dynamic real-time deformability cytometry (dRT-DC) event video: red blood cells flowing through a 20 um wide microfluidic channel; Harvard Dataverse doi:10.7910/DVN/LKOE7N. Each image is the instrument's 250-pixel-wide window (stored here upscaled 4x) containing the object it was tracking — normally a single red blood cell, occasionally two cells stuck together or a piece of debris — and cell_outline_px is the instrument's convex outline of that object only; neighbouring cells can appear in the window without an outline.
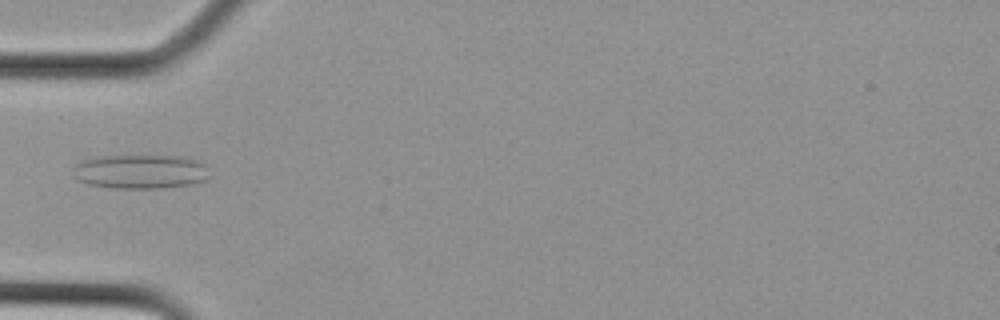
{"species": "Egyptian fruit bat (a non-hibernating species)", "species_latin": "Rousettus aegyptiacus", "temperature_condition": "cold", "stored_images_in_passage": 3, "camera_frame_rate_fps": 3000, "um_per_image_px": 0.085, "animal": {"sex": "female"}, "frame": {"image": 1, "passage_image": 2, "time_ms": 0.333, "image_size_px": [1000, 320], "cell_outline_px": [[212, 176], [204, 180], [192, 184], [160, 188], [112, 188], [88, 184], [76, 180], [72, 176], [72, 168], [76, 164], [84, 160], [96, 156], [176, 156], [196, 160], [208, 164]], "centroid_in_image_um": [11.94, 14.59], "position_along_channel_um": 73.1, "area_um2": 27.63}}